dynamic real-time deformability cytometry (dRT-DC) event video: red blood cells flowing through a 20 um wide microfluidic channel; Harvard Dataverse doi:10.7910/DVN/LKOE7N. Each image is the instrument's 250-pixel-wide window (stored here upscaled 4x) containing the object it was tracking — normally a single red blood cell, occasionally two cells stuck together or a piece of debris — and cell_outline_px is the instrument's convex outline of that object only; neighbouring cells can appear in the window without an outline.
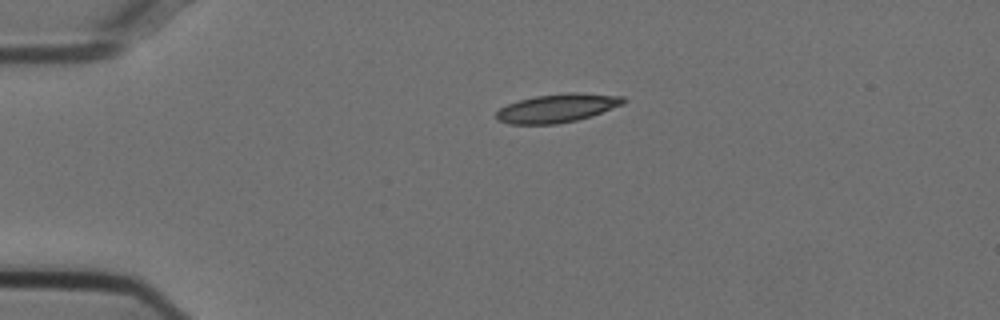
{"species": "Egyptian fruit bat (a non-hibernating species)", "species_latin": "Rousettus aegyptiacus", "temperature_condition": "cold", "stored_images_in_passage": 37, "camera_frame_rate_fps": 3000, "um_per_image_px": 0.085, "animal": {"sex": "female"}, "frame": {"image": 1, "passage_image": 1, "time_ms": 0.0, "image_size_px": [1000, 320], "cell_outline_px": [[628, 100], [624, 104], [576, 120], [556, 124], [508, 124], [496, 120], [496, 112], [500, 108], [508, 104], [520, 100], [536, 96], [568, 92], [576, 92], [624, 96]], "centroid_in_image_um": [47.36, 9.18], "position_along_channel_um": 37.6, "area_um2": 21.04}}
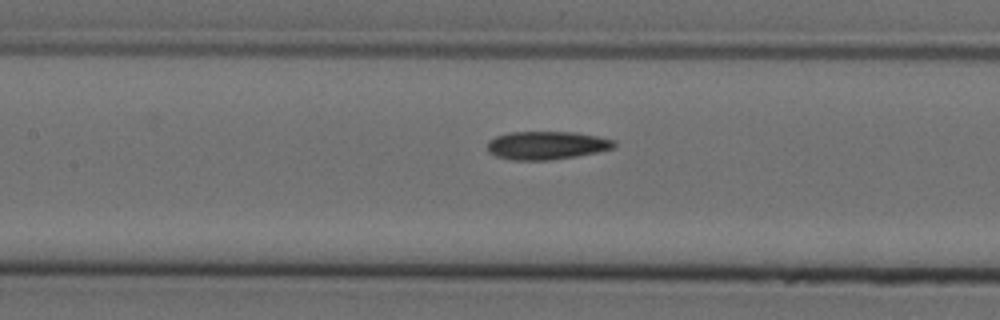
{"frame": {"image": 2, "passage_image": 14, "time_ms": 4.333, "image_size_px": [1000, 320], "cell_outline_px": [[616, 144], [612, 148], [596, 152], [576, 156], [548, 160], [512, 160], [496, 156], [488, 152], [488, 140], [496, 136], [508, 132], [576, 132], [616, 140]], "centroid_in_image_um": [46.44, 12.35], "position_along_channel_um": 161.0, "area_um2": 20.81}}
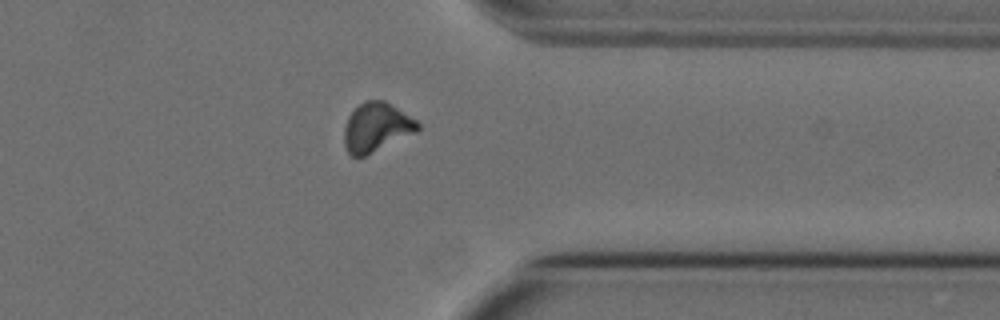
{"frame": {"image": 3, "passage_image": 32, "time_ms": 10.333, "image_size_px": [1000, 320], "cell_outline_px": [[420, 128], [416, 132], [364, 156], [352, 156], [348, 152], [344, 144], [344, 128], [348, 116], [364, 100], [384, 100], [416, 120], [420, 124]], "centroid_in_image_um": [31.98, 10.81], "position_along_channel_um": 379.4, "area_um2": 20.69}, "authors_computed_cell_mechanics": {"area_um2": 20.7502, "velocity_mm_per_s": 3.7223, "shape_relaxation_time_tau1_ms": 8.5362, "shape_relaxation_time_tau2_ms": 6.5235, "deformation_change_tau1": 0.153, "deformation_change_tau2": 0.1305}}